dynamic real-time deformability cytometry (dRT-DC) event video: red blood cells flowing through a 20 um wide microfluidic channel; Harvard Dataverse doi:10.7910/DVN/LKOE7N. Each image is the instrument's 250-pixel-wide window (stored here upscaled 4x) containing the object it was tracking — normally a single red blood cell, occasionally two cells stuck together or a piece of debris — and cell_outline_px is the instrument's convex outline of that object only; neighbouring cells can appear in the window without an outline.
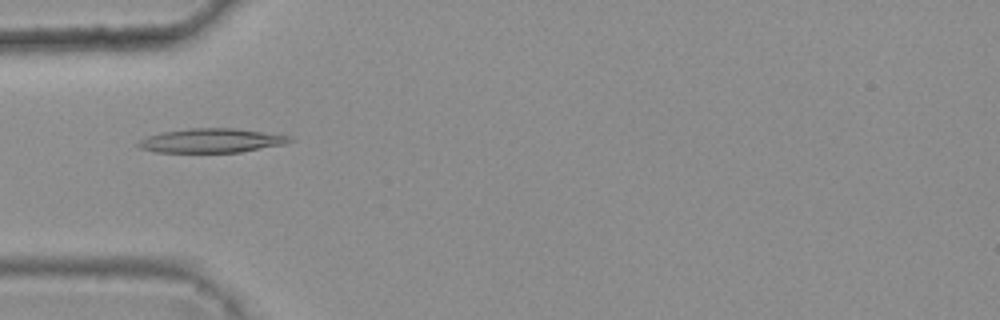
{"species": "common noctule bat (a hibernating species)", "species_latin": "Nyctalus noctula", "temperature_condition": "warm", "stored_images_in_passage": 31, "camera_frame_rate_fps": 3000, "um_per_image_px": 0.085, "animal": {"sex": "female", "body_mass_g": 25.1}, "frame": {"image": 1, "passage_image": 3, "time_ms": 0.667, "image_size_px": [1000, 320], "cell_outline_px": [[296, 140], [284, 144], [240, 152], [156, 152], [140, 148], [136, 144], [140, 140], [148, 136], [160, 132], [188, 128], [232, 128], [292, 136]], "centroid_in_image_um": [17.97, 11.94], "position_along_channel_um": 67.0, "area_um2": 21.27}}
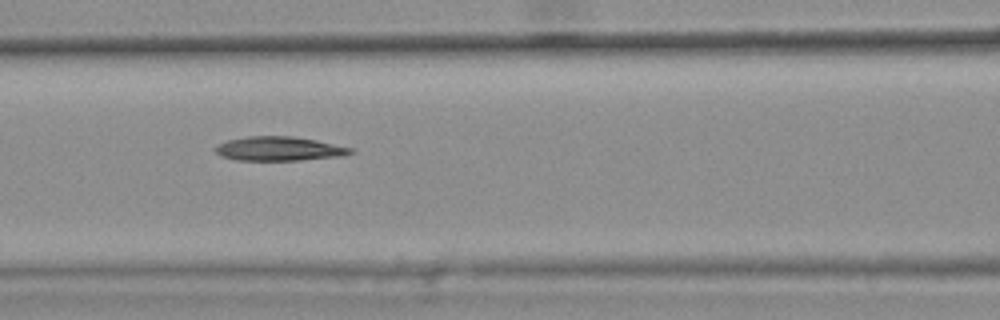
{"frame": {"image": 2, "passage_image": 9, "time_ms": 2.667, "image_size_px": [1000, 320], "cell_outline_px": [[356, 152], [340, 156], [300, 160], [236, 160], [220, 156], [212, 148], [228, 140], [248, 136], [292, 136], [316, 140], [352, 148]], "centroid_in_image_um": [23.71, 12.64], "position_along_channel_um": 142.9, "area_um2": 18.96}}
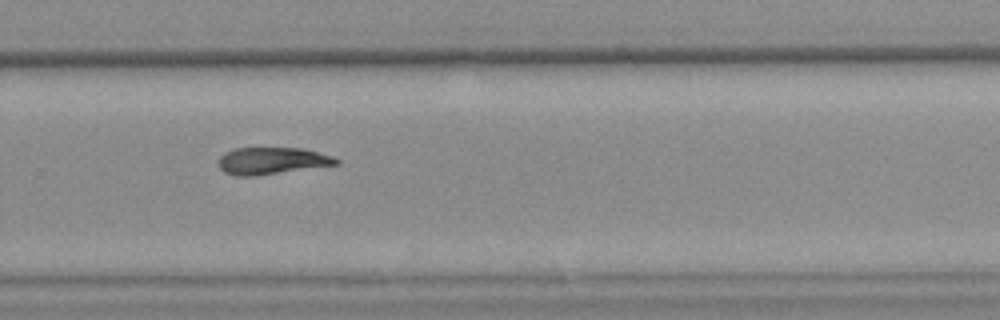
{"frame": {"image": 3, "passage_image": 22, "time_ms": 7.0, "image_size_px": [1000, 320], "cell_outline_px": [[340, 164], [256, 176], [236, 176], [224, 172], [220, 168], [216, 160], [224, 152], [236, 148], [300, 148], [332, 156], [340, 160]], "centroid_in_image_um": [23.07, 13.67], "position_along_channel_um": 306.7, "area_um2": 18.61}}